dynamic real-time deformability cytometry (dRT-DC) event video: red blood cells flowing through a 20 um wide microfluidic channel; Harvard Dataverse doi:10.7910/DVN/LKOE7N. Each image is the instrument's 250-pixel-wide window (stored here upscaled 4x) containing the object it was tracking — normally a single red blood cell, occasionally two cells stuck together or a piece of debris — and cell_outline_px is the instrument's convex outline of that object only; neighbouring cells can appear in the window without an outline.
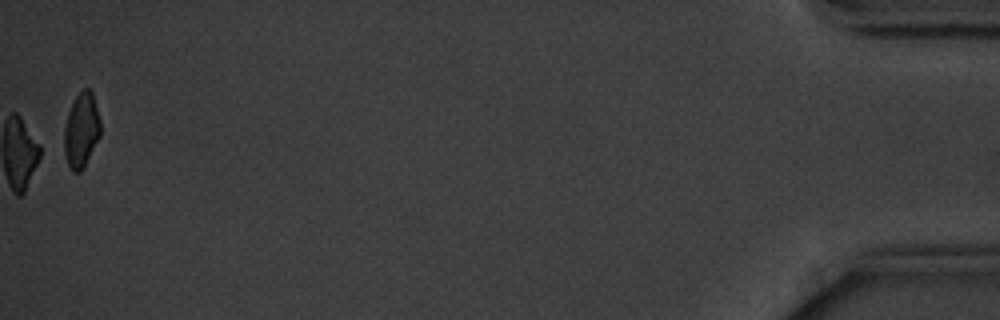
{"species": "common noctule bat (a hibernating species)", "species_latin": "Nyctalus noctula", "temperature_condition": "cold", "stored_images_in_passage": 15, "camera_frame_rate_fps": 3000, "um_per_image_px": 0.085, "animal": {"sex": "male", "body_mass_g": 20.1, "forearm_length_mm": 53.5}, "frame": {"image": 1, "passage_image": 15, "time_ms": 18.333, "image_size_px": [1000, 320], "cell_outline_px": [[100, 136], [84, 168], [80, 172], [72, 172], [68, 164], [64, 152], [64, 128], [68, 112], [76, 96], [84, 88], [88, 88], [92, 92], [100, 120]], "centroid_in_image_um": [6.91, 11.1], "position_along_channel_um": 428.3, "area_um2": 15.78}, "authors_computed_cell_mechanics": {"area_um2": 17.629, "velocity_mm_per_s": 3.5483, "shape_relaxation_time_tau1_ms": 0.9599, "shape_relaxation_time_tau2_ms": null, "deformation_change_tau1": 0.0569, "deformation_change_tau2": null}}